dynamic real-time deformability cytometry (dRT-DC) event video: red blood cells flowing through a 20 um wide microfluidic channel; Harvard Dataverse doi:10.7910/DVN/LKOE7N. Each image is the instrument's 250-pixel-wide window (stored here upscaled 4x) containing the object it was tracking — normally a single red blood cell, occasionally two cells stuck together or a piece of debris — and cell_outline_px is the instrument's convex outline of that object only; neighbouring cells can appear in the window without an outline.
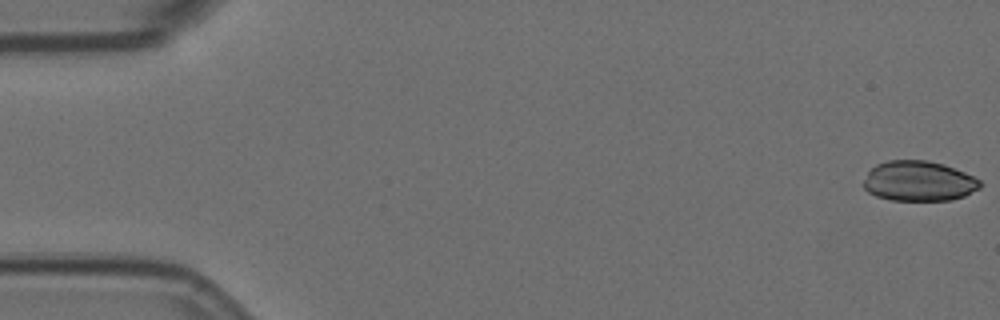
{"species": "Egyptian fruit bat (a non-hibernating species)", "species_latin": "Rousettus aegyptiacus", "temperature_condition": "room temperature", "stored_images_in_passage": 14, "camera_frame_rate_fps": 3000, "um_per_image_px": 0.085, "animal": {"sex": "female"}, "frame": {"image": 1, "passage_image": 1, "time_ms": 0.0, "image_size_px": [1000, 320], "cell_outline_px": [[980, 188], [964, 196], [952, 200], [892, 200], [876, 196], [868, 192], [864, 188], [864, 180], [868, 172], [876, 164], [888, 160], [928, 160], [944, 164], [964, 172], [980, 180]], "centroid_in_image_um": [78.09, 15.39], "position_along_channel_um": 6.9, "area_um2": 27.22}}
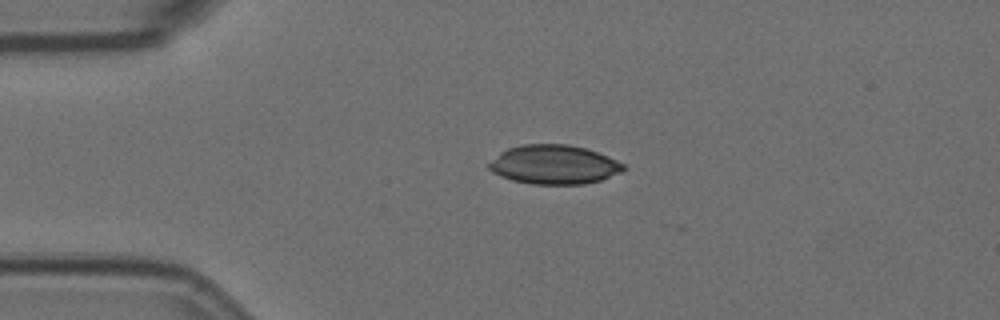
{"frame": {"image": 2, "passage_image": 13, "time_ms": 4.0, "image_size_px": [1000, 320], "cell_outline_px": [[628, 168], [620, 172], [600, 180], [584, 184], [532, 184], [512, 180], [500, 176], [492, 172], [488, 168], [488, 164], [500, 152], [508, 148], [524, 144], [568, 144], [584, 148], [596, 152], [616, 160], [624, 164]], "centroid_in_image_um": [47.07, 13.99], "position_along_channel_um": 37.9, "area_um2": 30.52}}